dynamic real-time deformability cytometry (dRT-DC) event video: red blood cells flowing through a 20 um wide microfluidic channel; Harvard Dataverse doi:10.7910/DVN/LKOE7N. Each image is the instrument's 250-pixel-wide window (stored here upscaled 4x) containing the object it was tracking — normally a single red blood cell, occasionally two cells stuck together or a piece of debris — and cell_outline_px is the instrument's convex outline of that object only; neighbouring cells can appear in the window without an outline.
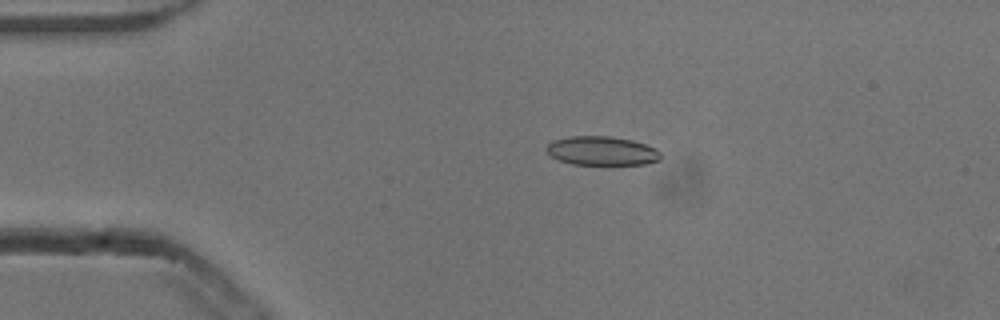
{"species": "common noctule bat (a hibernating species)", "species_latin": "Nyctalus noctula", "temperature_condition": "cold", "stored_images_in_passage": 46, "camera_frame_rate_fps": 3000, "um_per_image_px": 0.085, "animal": {"sex": "male", "body_mass_g": 13.3}, "frame": {"image": 1, "passage_image": 4, "time_ms": 1.0, "image_size_px": [1000, 320], "cell_outline_px": [[660, 160], [644, 164], [572, 164], [548, 156], [544, 148], [552, 140], [572, 136], [608, 136], [632, 140], [656, 148], [660, 152]], "centroid_in_image_um": [51.11, 12.82], "position_along_channel_um": 33.9, "area_um2": 19.31}}
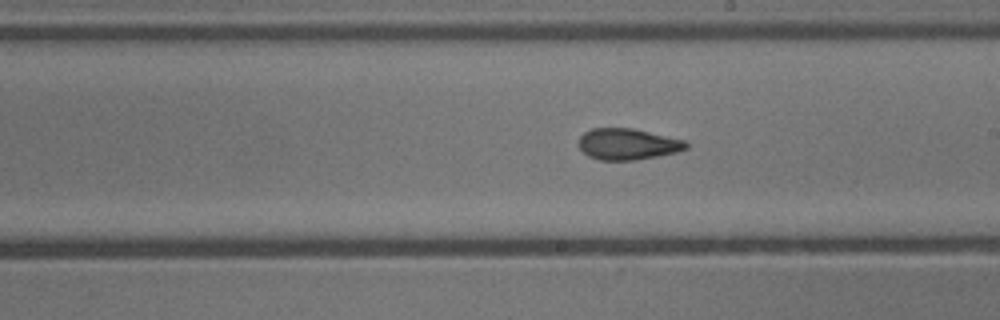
{"frame": {"image": 2, "passage_image": 23, "time_ms": 7.333, "image_size_px": [1000, 320], "cell_outline_px": [[688, 148], [676, 152], [636, 160], [600, 160], [588, 156], [580, 148], [580, 136], [584, 132], [592, 128], [632, 128], [684, 140], [688, 144]], "centroid_in_image_um": [53.34, 12.25], "position_along_channel_um": 235.7, "area_um2": 19.36}}
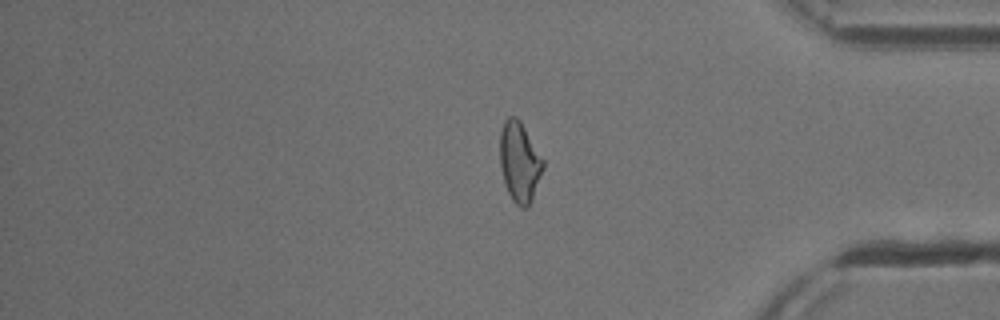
{"frame": {"image": 3, "passage_image": 37, "time_ms": 12.0, "image_size_px": [1000, 320], "cell_outline_px": [[544, 168], [532, 200], [528, 208], [520, 208], [512, 200], [508, 192], [504, 180], [500, 164], [500, 132], [504, 120], [508, 116], [516, 116], [520, 120], [544, 160]], "centroid_in_image_um": [44.17, 13.77], "position_along_channel_um": 391.0, "area_um2": 20.23}, "authors_computed_cell_mechanics": {"area_um2": 19.9121, "velocity_mm_per_s": 3.8406, "shape_relaxation_time_tau1_ms": 7.7668, "shape_relaxation_time_tau2_ms": 2.1826, "deformation_change_tau1": 0.1828, "deformation_change_tau2": 0.0839}}